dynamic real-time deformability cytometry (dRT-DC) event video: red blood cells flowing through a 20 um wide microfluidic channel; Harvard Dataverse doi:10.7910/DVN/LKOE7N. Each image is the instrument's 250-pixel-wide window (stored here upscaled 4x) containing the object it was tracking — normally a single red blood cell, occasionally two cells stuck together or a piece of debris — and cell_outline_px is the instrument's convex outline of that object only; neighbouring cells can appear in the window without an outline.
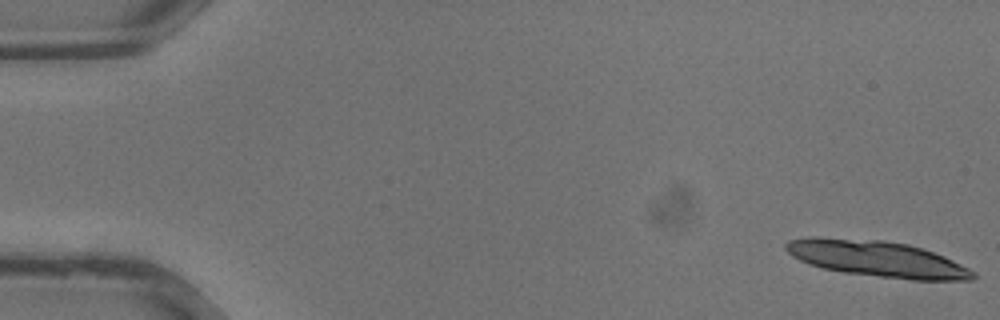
{"species": "common noctule bat (a hibernating species)", "species_latin": "Nyctalus noctula", "temperature_condition": "warm", "stored_images_in_passage": 6, "camera_frame_rate_fps": 3000, "um_per_image_px": 0.085, "animal": {"sex": "male", "body_mass_g": 13.3}, "frame": {"image": 1, "passage_image": 1, "time_ms": 0.0, "image_size_px": [1000, 320], "cell_outline_px": [[976, 276], [972, 280], [912, 280], [844, 272], [824, 268], [808, 264], [792, 256], [784, 248], [784, 244], [788, 240], [808, 236], [820, 236], [884, 240], [908, 244], [944, 256], [976, 272]], "centroid_in_image_um": [74.5, 21.98], "position_along_channel_um": 10.5, "area_um2": 39.48}}